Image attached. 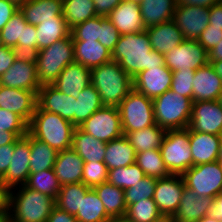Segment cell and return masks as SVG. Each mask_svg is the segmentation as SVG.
<instances>
[{
  "label": "cell",
  "instance_id": "74e56055",
  "mask_svg": "<svg viewBox=\"0 0 222 222\" xmlns=\"http://www.w3.org/2000/svg\"><path fill=\"white\" fill-rule=\"evenodd\" d=\"M90 189L91 188L87 187L82 182L62 185L58 197L55 200L56 206L76 216L80 208L81 199L84 198L85 194Z\"/></svg>",
  "mask_w": 222,
  "mask_h": 222
},
{
  "label": "cell",
  "instance_id": "9a60e30c",
  "mask_svg": "<svg viewBox=\"0 0 222 222\" xmlns=\"http://www.w3.org/2000/svg\"><path fill=\"white\" fill-rule=\"evenodd\" d=\"M209 7L177 5L172 21L185 39L198 40L209 25Z\"/></svg>",
  "mask_w": 222,
  "mask_h": 222
},
{
  "label": "cell",
  "instance_id": "603a6c76",
  "mask_svg": "<svg viewBox=\"0 0 222 222\" xmlns=\"http://www.w3.org/2000/svg\"><path fill=\"white\" fill-rule=\"evenodd\" d=\"M221 136L189 129L190 150L193 166L217 161Z\"/></svg>",
  "mask_w": 222,
  "mask_h": 222
},
{
  "label": "cell",
  "instance_id": "89a4df30",
  "mask_svg": "<svg viewBox=\"0 0 222 222\" xmlns=\"http://www.w3.org/2000/svg\"><path fill=\"white\" fill-rule=\"evenodd\" d=\"M12 2L17 8H21L23 5H25L29 0H9Z\"/></svg>",
  "mask_w": 222,
  "mask_h": 222
},
{
  "label": "cell",
  "instance_id": "b9fcfbb0",
  "mask_svg": "<svg viewBox=\"0 0 222 222\" xmlns=\"http://www.w3.org/2000/svg\"><path fill=\"white\" fill-rule=\"evenodd\" d=\"M0 47H3L2 39L0 37Z\"/></svg>",
  "mask_w": 222,
  "mask_h": 222
},
{
  "label": "cell",
  "instance_id": "6f0895ef",
  "mask_svg": "<svg viewBox=\"0 0 222 222\" xmlns=\"http://www.w3.org/2000/svg\"><path fill=\"white\" fill-rule=\"evenodd\" d=\"M122 0H93L97 16L107 17Z\"/></svg>",
  "mask_w": 222,
  "mask_h": 222
},
{
  "label": "cell",
  "instance_id": "2e32d148",
  "mask_svg": "<svg viewBox=\"0 0 222 222\" xmlns=\"http://www.w3.org/2000/svg\"><path fill=\"white\" fill-rule=\"evenodd\" d=\"M185 187L182 175L171 174L157 179L153 199L161 214L174 215L177 212Z\"/></svg>",
  "mask_w": 222,
  "mask_h": 222
},
{
  "label": "cell",
  "instance_id": "7402d4cb",
  "mask_svg": "<svg viewBox=\"0 0 222 222\" xmlns=\"http://www.w3.org/2000/svg\"><path fill=\"white\" fill-rule=\"evenodd\" d=\"M107 18L113 23L120 35L139 33L145 30L140 5L136 2L122 1Z\"/></svg>",
  "mask_w": 222,
  "mask_h": 222
},
{
  "label": "cell",
  "instance_id": "11e5206c",
  "mask_svg": "<svg viewBox=\"0 0 222 222\" xmlns=\"http://www.w3.org/2000/svg\"><path fill=\"white\" fill-rule=\"evenodd\" d=\"M222 108V93L220 94V97L217 100Z\"/></svg>",
  "mask_w": 222,
  "mask_h": 222
},
{
  "label": "cell",
  "instance_id": "03108f58",
  "mask_svg": "<svg viewBox=\"0 0 222 222\" xmlns=\"http://www.w3.org/2000/svg\"><path fill=\"white\" fill-rule=\"evenodd\" d=\"M18 137L13 132L0 131V146L13 143Z\"/></svg>",
  "mask_w": 222,
  "mask_h": 222
},
{
  "label": "cell",
  "instance_id": "d4e9b609",
  "mask_svg": "<svg viewBox=\"0 0 222 222\" xmlns=\"http://www.w3.org/2000/svg\"><path fill=\"white\" fill-rule=\"evenodd\" d=\"M145 31L149 36L152 50L163 55L185 40L183 33L172 20L149 27Z\"/></svg>",
  "mask_w": 222,
  "mask_h": 222
},
{
  "label": "cell",
  "instance_id": "6da1fadb",
  "mask_svg": "<svg viewBox=\"0 0 222 222\" xmlns=\"http://www.w3.org/2000/svg\"><path fill=\"white\" fill-rule=\"evenodd\" d=\"M112 60L132 78L143 70L165 65L164 55L152 50L145 30L120 35L112 51Z\"/></svg>",
  "mask_w": 222,
  "mask_h": 222
},
{
  "label": "cell",
  "instance_id": "9f6ffc18",
  "mask_svg": "<svg viewBox=\"0 0 222 222\" xmlns=\"http://www.w3.org/2000/svg\"><path fill=\"white\" fill-rule=\"evenodd\" d=\"M18 10L9 0H0V31Z\"/></svg>",
  "mask_w": 222,
  "mask_h": 222
},
{
  "label": "cell",
  "instance_id": "d6986e66",
  "mask_svg": "<svg viewBox=\"0 0 222 222\" xmlns=\"http://www.w3.org/2000/svg\"><path fill=\"white\" fill-rule=\"evenodd\" d=\"M37 105L70 121L74 125L76 99L60 92L52 84H43L37 94Z\"/></svg>",
  "mask_w": 222,
  "mask_h": 222
},
{
  "label": "cell",
  "instance_id": "d590c367",
  "mask_svg": "<svg viewBox=\"0 0 222 222\" xmlns=\"http://www.w3.org/2000/svg\"><path fill=\"white\" fill-rule=\"evenodd\" d=\"M37 51L70 36L66 20H47L36 25Z\"/></svg>",
  "mask_w": 222,
  "mask_h": 222
},
{
  "label": "cell",
  "instance_id": "816d5d0a",
  "mask_svg": "<svg viewBox=\"0 0 222 222\" xmlns=\"http://www.w3.org/2000/svg\"><path fill=\"white\" fill-rule=\"evenodd\" d=\"M36 26L27 24L22 34V55H34L37 52Z\"/></svg>",
  "mask_w": 222,
  "mask_h": 222
},
{
  "label": "cell",
  "instance_id": "8fae6325",
  "mask_svg": "<svg viewBox=\"0 0 222 222\" xmlns=\"http://www.w3.org/2000/svg\"><path fill=\"white\" fill-rule=\"evenodd\" d=\"M165 65L172 71L197 70L209 63L208 52L197 41L185 39L164 55Z\"/></svg>",
  "mask_w": 222,
  "mask_h": 222
},
{
  "label": "cell",
  "instance_id": "9c48e42d",
  "mask_svg": "<svg viewBox=\"0 0 222 222\" xmlns=\"http://www.w3.org/2000/svg\"><path fill=\"white\" fill-rule=\"evenodd\" d=\"M182 177L198 197H216L222 192V170L217 161L189 168Z\"/></svg>",
  "mask_w": 222,
  "mask_h": 222
},
{
  "label": "cell",
  "instance_id": "cb8c5ba5",
  "mask_svg": "<svg viewBox=\"0 0 222 222\" xmlns=\"http://www.w3.org/2000/svg\"><path fill=\"white\" fill-rule=\"evenodd\" d=\"M20 11L28 24L34 26L47 20H65L63 0H29Z\"/></svg>",
  "mask_w": 222,
  "mask_h": 222
},
{
  "label": "cell",
  "instance_id": "44dd1931",
  "mask_svg": "<svg viewBox=\"0 0 222 222\" xmlns=\"http://www.w3.org/2000/svg\"><path fill=\"white\" fill-rule=\"evenodd\" d=\"M222 93V79L211 63L195 71L193 80V102L217 101Z\"/></svg>",
  "mask_w": 222,
  "mask_h": 222
},
{
  "label": "cell",
  "instance_id": "4316f807",
  "mask_svg": "<svg viewBox=\"0 0 222 222\" xmlns=\"http://www.w3.org/2000/svg\"><path fill=\"white\" fill-rule=\"evenodd\" d=\"M213 198L198 197L192 190L185 187L179 208L174 214L176 222H196L206 216L212 205Z\"/></svg>",
  "mask_w": 222,
  "mask_h": 222
},
{
  "label": "cell",
  "instance_id": "34e18365",
  "mask_svg": "<svg viewBox=\"0 0 222 222\" xmlns=\"http://www.w3.org/2000/svg\"><path fill=\"white\" fill-rule=\"evenodd\" d=\"M9 214H0V222H8Z\"/></svg>",
  "mask_w": 222,
  "mask_h": 222
},
{
  "label": "cell",
  "instance_id": "2a66077c",
  "mask_svg": "<svg viewBox=\"0 0 222 222\" xmlns=\"http://www.w3.org/2000/svg\"><path fill=\"white\" fill-rule=\"evenodd\" d=\"M122 1L136 2L139 4L141 0H122Z\"/></svg>",
  "mask_w": 222,
  "mask_h": 222
},
{
  "label": "cell",
  "instance_id": "5bb4252c",
  "mask_svg": "<svg viewBox=\"0 0 222 222\" xmlns=\"http://www.w3.org/2000/svg\"><path fill=\"white\" fill-rule=\"evenodd\" d=\"M188 128L201 133L222 135V108L218 101L192 103V115Z\"/></svg>",
  "mask_w": 222,
  "mask_h": 222
},
{
  "label": "cell",
  "instance_id": "8c879c8a",
  "mask_svg": "<svg viewBox=\"0 0 222 222\" xmlns=\"http://www.w3.org/2000/svg\"><path fill=\"white\" fill-rule=\"evenodd\" d=\"M109 222H132V221L129 220L126 216H124V217L112 218L109 220Z\"/></svg>",
  "mask_w": 222,
  "mask_h": 222
},
{
  "label": "cell",
  "instance_id": "7c38bea8",
  "mask_svg": "<svg viewBox=\"0 0 222 222\" xmlns=\"http://www.w3.org/2000/svg\"><path fill=\"white\" fill-rule=\"evenodd\" d=\"M0 85L28 91H39L42 85L38 80L34 56L19 55L13 65L0 76Z\"/></svg>",
  "mask_w": 222,
  "mask_h": 222
},
{
  "label": "cell",
  "instance_id": "5b68a950",
  "mask_svg": "<svg viewBox=\"0 0 222 222\" xmlns=\"http://www.w3.org/2000/svg\"><path fill=\"white\" fill-rule=\"evenodd\" d=\"M33 56L40 84H52L68 64L75 62L72 36L38 50Z\"/></svg>",
  "mask_w": 222,
  "mask_h": 222
},
{
  "label": "cell",
  "instance_id": "d6a6232c",
  "mask_svg": "<svg viewBox=\"0 0 222 222\" xmlns=\"http://www.w3.org/2000/svg\"><path fill=\"white\" fill-rule=\"evenodd\" d=\"M166 130L156 123L142 130L123 133L136 153L152 149H160Z\"/></svg>",
  "mask_w": 222,
  "mask_h": 222
},
{
  "label": "cell",
  "instance_id": "91938a15",
  "mask_svg": "<svg viewBox=\"0 0 222 222\" xmlns=\"http://www.w3.org/2000/svg\"><path fill=\"white\" fill-rule=\"evenodd\" d=\"M46 222H77L75 216L55 206Z\"/></svg>",
  "mask_w": 222,
  "mask_h": 222
},
{
  "label": "cell",
  "instance_id": "11a10c76",
  "mask_svg": "<svg viewBox=\"0 0 222 222\" xmlns=\"http://www.w3.org/2000/svg\"><path fill=\"white\" fill-rule=\"evenodd\" d=\"M15 141L11 144L0 146V179H2L12 161Z\"/></svg>",
  "mask_w": 222,
  "mask_h": 222
},
{
  "label": "cell",
  "instance_id": "7a4b0ae2",
  "mask_svg": "<svg viewBox=\"0 0 222 222\" xmlns=\"http://www.w3.org/2000/svg\"><path fill=\"white\" fill-rule=\"evenodd\" d=\"M74 129L70 121L38 105L28 123V133L57 152L71 148Z\"/></svg>",
  "mask_w": 222,
  "mask_h": 222
},
{
  "label": "cell",
  "instance_id": "bcb514c9",
  "mask_svg": "<svg viewBox=\"0 0 222 222\" xmlns=\"http://www.w3.org/2000/svg\"><path fill=\"white\" fill-rule=\"evenodd\" d=\"M101 16L77 24L71 28L72 41H98L100 40Z\"/></svg>",
  "mask_w": 222,
  "mask_h": 222
},
{
  "label": "cell",
  "instance_id": "f546056e",
  "mask_svg": "<svg viewBox=\"0 0 222 222\" xmlns=\"http://www.w3.org/2000/svg\"><path fill=\"white\" fill-rule=\"evenodd\" d=\"M136 161V151L122 135L105 144V155L103 162L108 170L129 166Z\"/></svg>",
  "mask_w": 222,
  "mask_h": 222
},
{
  "label": "cell",
  "instance_id": "f6af8a7d",
  "mask_svg": "<svg viewBox=\"0 0 222 222\" xmlns=\"http://www.w3.org/2000/svg\"><path fill=\"white\" fill-rule=\"evenodd\" d=\"M156 184V178L146 176L134 184V186L125 189L124 196L127 208L140 200L153 198Z\"/></svg>",
  "mask_w": 222,
  "mask_h": 222
},
{
  "label": "cell",
  "instance_id": "4fadbf2b",
  "mask_svg": "<svg viewBox=\"0 0 222 222\" xmlns=\"http://www.w3.org/2000/svg\"><path fill=\"white\" fill-rule=\"evenodd\" d=\"M30 134L15 140L12 161L1 179L10 189L23 186L30 174Z\"/></svg>",
  "mask_w": 222,
  "mask_h": 222
},
{
  "label": "cell",
  "instance_id": "3957f363",
  "mask_svg": "<svg viewBox=\"0 0 222 222\" xmlns=\"http://www.w3.org/2000/svg\"><path fill=\"white\" fill-rule=\"evenodd\" d=\"M18 187L10 191L8 222H46L56 206L55 199L25 185Z\"/></svg>",
  "mask_w": 222,
  "mask_h": 222
},
{
  "label": "cell",
  "instance_id": "e7e4bbea",
  "mask_svg": "<svg viewBox=\"0 0 222 222\" xmlns=\"http://www.w3.org/2000/svg\"><path fill=\"white\" fill-rule=\"evenodd\" d=\"M222 60V40L208 52V61Z\"/></svg>",
  "mask_w": 222,
  "mask_h": 222
},
{
  "label": "cell",
  "instance_id": "b9f144b4",
  "mask_svg": "<svg viewBox=\"0 0 222 222\" xmlns=\"http://www.w3.org/2000/svg\"><path fill=\"white\" fill-rule=\"evenodd\" d=\"M25 186L32 190L49 195L56 200L62 185L59 183V180L52 168L30 173Z\"/></svg>",
  "mask_w": 222,
  "mask_h": 222
},
{
  "label": "cell",
  "instance_id": "484cf974",
  "mask_svg": "<svg viewBox=\"0 0 222 222\" xmlns=\"http://www.w3.org/2000/svg\"><path fill=\"white\" fill-rule=\"evenodd\" d=\"M83 164L82 158L72 148L58 152L53 170L59 183L65 185L82 182Z\"/></svg>",
  "mask_w": 222,
  "mask_h": 222
},
{
  "label": "cell",
  "instance_id": "83f0119b",
  "mask_svg": "<svg viewBox=\"0 0 222 222\" xmlns=\"http://www.w3.org/2000/svg\"><path fill=\"white\" fill-rule=\"evenodd\" d=\"M74 60L90 69L112 61V52L98 41H73Z\"/></svg>",
  "mask_w": 222,
  "mask_h": 222
},
{
  "label": "cell",
  "instance_id": "003e7915",
  "mask_svg": "<svg viewBox=\"0 0 222 222\" xmlns=\"http://www.w3.org/2000/svg\"><path fill=\"white\" fill-rule=\"evenodd\" d=\"M151 222H176V219L174 215L161 214L158 218L154 219Z\"/></svg>",
  "mask_w": 222,
  "mask_h": 222
},
{
  "label": "cell",
  "instance_id": "4dcf8cb0",
  "mask_svg": "<svg viewBox=\"0 0 222 222\" xmlns=\"http://www.w3.org/2000/svg\"><path fill=\"white\" fill-rule=\"evenodd\" d=\"M105 144V142L85 133L79 127H75L71 148L84 162H103Z\"/></svg>",
  "mask_w": 222,
  "mask_h": 222
},
{
  "label": "cell",
  "instance_id": "f907efd6",
  "mask_svg": "<svg viewBox=\"0 0 222 222\" xmlns=\"http://www.w3.org/2000/svg\"><path fill=\"white\" fill-rule=\"evenodd\" d=\"M119 37L120 33L113 23L107 17L101 16L100 40L98 42L112 52Z\"/></svg>",
  "mask_w": 222,
  "mask_h": 222
},
{
  "label": "cell",
  "instance_id": "7bdbcfd3",
  "mask_svg": "<svg viewBox=\"0 0 222 222\" xmlns=\"http://www.w3.org/2000/svg\"><path fill=\"white\" fill-rule=\"evenodd\" d=\"M145 177L146 174L143 170L136 163H133L126 167L109 170L107 182L125 190Z\"/></svg>",
  "mask_w": 222,
  "mask_h": 222
},
{
  "label": "cell",
  "instance_id": "c3c4849f",
  "mask_svg": "<svg viewBox=\"0 0 222 222\" xmlns=\"http://www.w3.org/2000/svg\"><path fill=\"white\" fill-rule=\"evenodd\" d=\"M196 70H178L172 72L170 90L190 98L193 101V80Z\"/></svg>",
  "mask_w": 222,
  "mask_h": 222
},
{
  "label": "cell",
  "instance_id": "8992f818",
  "mask_svg": "<svg viewBox=\"0 0 222 222\" xmlns=\"http://www.w3.org/2000/svg\"><path fill=\"white\" fill-rule=\"evenodd\" d=\"M193 101L171 90L153 99L155 123L165 130L189 126Z\"/></svg>",
  "mask_w": 222,
  "mask_h": 222
},
{
  "label": "cell",
  "instance_id": "ba28073f",
  "mask_svg": "<svg viewBox=\"0 0 222 222\" xmlns=\"http://www.w3.org/2000/svg\"><path fill=\"white\" fill-rule=\"evenodd\" d=\"M123 133L142 130L155 124L153 99L132 89L118 106Z\"/></svg>",
  "mask_w": 222,
  "mask_h": 222
},
{
  "label": "cell",
  "instance_id": "277c9868",
  "mask_svg": "<svg viewBox=\"0 0 222 222\" xmlns=\"http://www.w3.org/2000/svg\"><path fill=\"white\" fill-rule=\"evenodd\" d=\"M91 84L100 94L104 106L118 107L133 89V78L112 60L91 69Z\"/></svg>",
  "mask_w": 222,
  "mask_h": 222
},
{
  "label": "cell",
  "instance_id": "2644e50d",
  "mask_svg": "<svg viewBox=\"0 0 222 222\" xmlns=\"http://www.w3.org/2000/svg\"><path fill=\"white\" fill-rule=\"evenodd\" d=\"M217 162L219 163L220 168L222 170V135H221L220 148H219V154H218Z\"/></svg>",
  "mask_w": 222,
  "mask_h": 222
},
{
  "label": "cell",
  "instance_id": "681fc988",
  "mask_svg": "<svg viewBox=\"0 0 222 222\" xmlns=\"http://www.w3.org/2000/svg\"><path fill=\"white\" fill-rule=\"evenodd\" d=\"M0 131L13 132L22 137L28 133V123L18 114L0 108Z\"/></svg>",
  "mask_w": 222,
  "mask_h": 222
},
{
  "label": "cell",
  "instance_id": "db71d44e",
  "mask_svg": "<svg viewBox=\"0 0 222 222\" xmlns=\"http://www.w3.org/2000/svg\"><path fill=\"white\" fill-rule=\"evenodd\" d=\"M19 55V52L14 48L6 46L0 47V76L13 65Z\"/></svg>",
  "mask_w": 222,
  "mask_h": 222
},
{
  "label": "cell",
  "instance_id": "e0dca14e",
  "mask_svg": "<svg viewBox=\"0 0 222 222\" xmlns=\"http://www.w3.org/2000/svg\"><path fill=\"white\" fill-rule=\"evenodd\" d=\"M172 71L166 66L152 67L139 72L133 78V89L154 99L170 90Z\"/></svg>",
  "mask_w": 222,
  "mask_h": 222
},
{
  "label": "cell",
  "instance_id": "30bf717a",
  "mask_svg": "<svg viewBox=\"0 0 222 222\" xmlns=\"http://www.w3.org/2000/svg\"><path fill=\"white\" fill-rule=\"evenodd\" d=\"M79 128L105 143L119 138L123 135L119 108L116 106H103Z\"/></svg>",
  "mask_w": 222,
  "mask_h": 222
},
{
  "label": "cell",
  "instance_id": "836d02e7",
  "mask_svg": "<svg viewBox=\"0 0 222 222\" xmlns=\"http://www.w3.org/2000/svg\"><path fill=\"white\" fill-rule=\"evenodd\" d=\"M104 105L96 88L90 84L79 94L75 102L74 126H81L92 114Z\"/></svg>",
  "mask_w": 222,
  "mask_h": 222
},
{
  "label": "cell",
  "instance_id": "e575fe53",
  "mask_svg": "<svg viewBox=\"0 0 222 222\" xmlns=\"http://www.w3.org/2000/svg\"><path fill=\"white\" fill-rule=\"evenodd\" d=\"M77 222H109L111 219L94 189H90L81 199L80 208L75 216Z\"/></svg>",
  "mask_w": 222,
  "mask_h": 222
},
{
  "label": "cell",
  "instance_id": "8d00e7d4",
  "mask_svg": "<svg viewBox=\"0 0 222 222\" xmlns=\"http://www.w3.org/2000/svg\"><path fill=\"white\" fill-rule=\"evenodd\" d=\"M30 173L52 169L58 152L30 135Z\"/></svg>",
  "mask_w": 222,
  "mask_h": 222
},
{
  "label": "cell",
  "instance_id": "f5cc1de1",
  "mask_svg": "<svg viewBox=\"0 0 222 222\" xmlns=\"http://www.w3.org/2000/svg\"><path fill=\"white\" fill-rule=\"evenodd\" d=\"M221 40L222 29L208 25V27L201 33L197 41L206 49L207 52H209Z\"/></svg>",
  "mask_w": 222,
  "mask_h": 222
},
{
  "label": "cell",
  "instance_id": "52a82bcc",
  "mask_svg": "<svg viewBox=\"0 0 222 222\" xmlns=\"http://www.w3.org/2000/svg\"><path fill=\"white\" fill-rule=\"evenodd\" d=\"M160 152L170 174L182 175L193 166L189 128L166 130Z\"/></svg>",
  "mask_w": 222,
  "mask_h": 222
},
{
  "label": "cell",
  "instance_id": "f35d334b",
  "mask_svg": "<svg viewBox=\"0 0 222 222\" xmlns=\"http://www.w3.org/2000/svg\"><path fill=\"white\" fill-rule=\"evenodd\" d=\"M95 16L93 0H63V17L70 29Z\"/></svg>",
  "mask_w": 222,
  "mask_h": 222
},
{
  "label": "cell",
  "instance_id": "ee69618b",
  "mask_svg": "<svg viewBox=\"0 0 222 222\" xmlns=\"http://www.w3.org/2000/svg\"><path fill=\"white\" fill-rule=\"evenodd\" d=\"M160 215L154 199L148 198L130 205L125 216L132 222H151Z\"/></svg>",
  "mask_w": 222,
  "mask_h": 222
},
{
  "label": "cell",
  "instance_id": "a7ac6f4b",
  "mask_svg": "<svg viewBox=\"0 0 222 222\" xmlns=\"http://www.w3.org/2000/svg\"><path fill=\"white\" fill-rule=\"evenodd\" d=\"M209 63H211V65L214 67L216 71V74L220 76V78L222 79V60L209 61Z\"/></svg>",
  "mask_w": 222,
  "mask_h": 222
},
{
  "label": "cell",
  "instance_id": "60d3db41",
  "mask_svg": "<svg viewBox=\"0 0 222 222\" xmlns=\"http://www.w3.org/2000/svg\"><path fill=\"white\" fill-rule=\"evenodd\" d=\"M27 24L28 22L19 9L0 31L3 46L14 48L22 55V34L23 28Z\"/></svg>",
  "mask_w": 222,
  "mask_h": 222
},
{
  "label": "cell",
  "instance_id": "6125c7cd",
  "mask_svg": "<svg viewBox=\"0 0 222 222\" xmlns=\"http://www.w3.org/2000/svg\"><path fill=\"white\" fill-rule=\"evenodd\" d=\"M207 215L222 222V192L213 198L212 205Z\"/></svg>",
  "mask_w": 222,
  "mask_h": 222
},
{
  "label": "cell",
  "instance_id": "ac0fdd59",
  "mask_svg": "<svg viewBox=\"0 0 222 222\" xmlns=\"http://www.w3.org/2000/svg\"><path fill=\"white\" fill-rule=\"evenodd\" d=\"M37 94L38 91L0 85V108L18 114L29 123L37 107Z\"/></svg>",
  "mask_w": 222,
  "mask_h": 222
},
{
  "label": "cell",
  "instance_id": "680465c9",
  "mask_svg": "<svg viewBox=\"0 0 222 222\" xmlns=\"http://www.w3.org/2000/svg\"><path fill=\"white\" fill-rule=\"evenodd\" d=\"M11 189L0 179V214H9Z\"/></svg>",
  "mask_w": 222,
  "mask_h": 222
},
{
  "label": "cell",
  "instance_id": "ffe728a7",
  "mask_svg": "<svg viewBox=\"0 0 222 222\" xmlns=\"http://www.w3.org/2000/svg\"><path fill=\"white\" fill-rule=\"evenodd\" d=\"M91 84V69L80 63L68 64L52 83L60 92L75 99L83 89Z\"/></svg>",
  "mask_w": 222,
  "mask_h": 222
},
{
  "label": "cell",
  "instance_id": "94428289",
  "mask_svg": "<svg viewBox=\"0 0 222 222\" xmlns=\"http://www.w3.org/2000/svg\"><path fill=\"white\" fill-rule=\"evenodd\" d=\"M209 25L222 29V2L209 8Z\"/></svg>",
  "mask_w": 222,
  "mask_h": 222
},
{
  "label": "cell",
  "instance_id": "ab89813d",
  "mask_svg": "<svg viewBox=\"0 0 222 222\" xmlns=\"http://www.w3.org/2000/svg\"><path fill=\"white\" fill-rule=\"evenodd\" d=\"M135 163L143 170L146 176L160 179L171 175L165 166L160 149L136 153Z\"/></svg>",
  "mask_w": 222,
  "mask_h": 222
},
{
  "label": "cell",
  "instance_id": "1f68e13d",
  "mask_svg": "<svg viewBox=\"0 0 222 222\" xmlns=\"http://www.w3.org/2000/svg\"><path fill=\"white\" fill-rule=\"evenodd\" d=\"M102 201L107 215L112 218L124 217L127 212L124 190L108 182L93 188Z\"/></svg>",
  "mask_w": 222,
  "mask_h": 222
},
{
  "label": "cell",
  "instance_id": "753ad0ef",
  "mask_svg": "<svg viewBox=\"0 0 222 222\" xmlns=\"http://www.w3.org/2000/svg\"><path fill=\"white\" fill-rule=\"evenodd\" d=\"M196 222H221V221H217L216 219H213L209 217L208 215H206Z\"/></svg>",
  "mask_w": 222,
  "mask_h": 222
},
{
  "label": "cell",
  "instance_id": "be15d7a7",
  "mask_svg": "<svg viewBox=\"0 0 222 222\" xmlns=\"http://www.w3.org/2000/svg\"><path fill=\"white\" fill-rule=\"evenodd\" d=\"M220 2H222V0H176L177 5L201 6L209 8Z\"/></svg>",
  "mask_w": 222,
  "mask_h": 222
},
{
  "label": "cell",
  "instance_id": "f1b7e54d",
  "mask_svg": "<svg viewBox=\"0 0 222 222\" xmlns=\"http://www.w3.org/2000/svg\"><path fill=\"white\" fill-rule=\"evenodd\" d=\"M140 12L145 29L165 23L173 18L176 0H141Z\"/></svg>",
  "mask_w": 222,
  "mask_h": 222
},
{
  "label": "cell",
  "instance_id": "7dc6e473",
  "mask_svg": "<svg viewBox=\"0 0 222 222\" xmlns=\"http://www.w3.org/2000/svg\"><path fill=\"white\" fill-rule=\"evenodd\" d=\"M108 168L104 162H84L82 183L89 188L107 182Z\"/></svg>",
  "mask_w": 222,
  "mask_h": 222
}]
</instances>
